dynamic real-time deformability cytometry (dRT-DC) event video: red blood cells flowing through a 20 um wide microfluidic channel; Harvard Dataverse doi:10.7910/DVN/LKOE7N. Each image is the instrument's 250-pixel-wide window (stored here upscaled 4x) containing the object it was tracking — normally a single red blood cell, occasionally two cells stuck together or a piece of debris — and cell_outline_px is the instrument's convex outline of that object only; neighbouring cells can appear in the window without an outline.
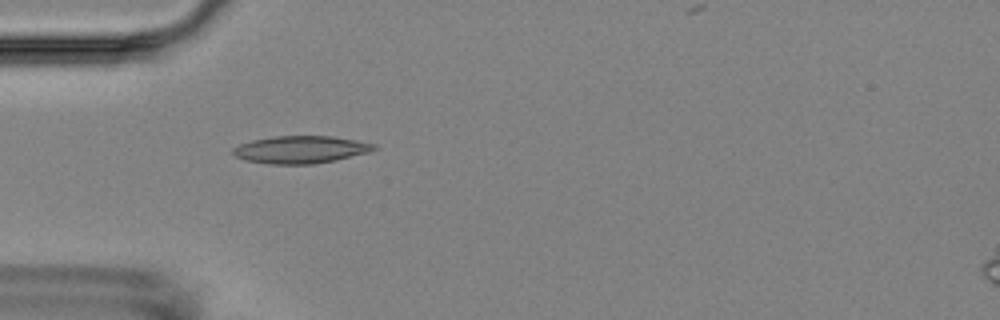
{"species": "Egyptian fruit bat (a non-hibernating species)", "species_latin": "Rousettus aegyptiacus", "temperature_condition": "room temperature", "stored_images_in_passage": 2, "camera_frame_rate_fps": 3000, "um_per_image_px": 0.085, "animal": {"sex": "female"}, "frame": {"image": 1, "passage_image": 1, "time_ms": 0.0, "image_size_px": [1000, 320], "cell_outline_px": [[376, 148], [368, 152], [336, 160], [312, 164], [268, 164], [248, 160], [236, 156], [232, 152], [232, 148], [240, 144], [252, 140], [276, 136], [332, 136], [356, 140], [376, 144]], "centroid_in_image_um": [25.56, 12.71], "position_along_channel_um": 59.4, "area_um2": 22.37}}